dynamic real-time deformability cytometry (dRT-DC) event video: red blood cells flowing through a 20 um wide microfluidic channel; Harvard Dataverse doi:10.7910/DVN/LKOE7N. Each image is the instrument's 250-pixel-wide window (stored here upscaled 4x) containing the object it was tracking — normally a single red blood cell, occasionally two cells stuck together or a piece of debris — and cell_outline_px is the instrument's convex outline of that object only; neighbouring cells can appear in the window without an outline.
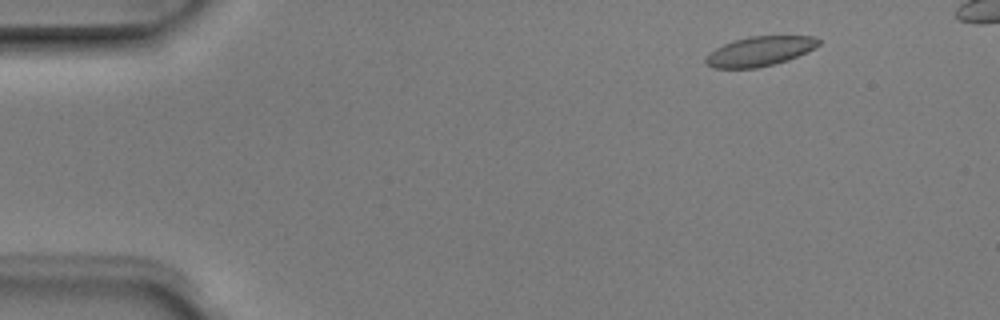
{"species": "Egyptian fruit bat (a non-hibernating species)", "species_latin": "Rousettus aegyptiacus", "temperature_condition": "room temperature", "stored_images_in_passage": 6, "camera_frame_rate_fps": 3000, "um_per_image_px": 0.085, "animal": {"sex": "male"}, "frame": {"image": 1, "passage_image": 2, "time_ms": 0.333, "image_size_px": [1000, 320], "cell_outline_px": [[820, 44], [788, 60], [756, 68], [712, 68], [704, 60], [708, 52], [724, 44], [748, 36], [812, 36], [820, 40]], "centroid_in_image_um": [64.53, 4.36], "position_along_channel_um": 20.5, "area_um2": 19.19}}
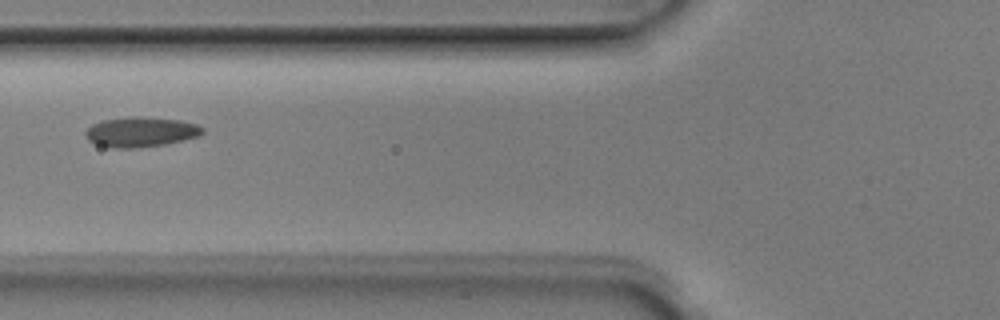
{"frame": {"image": 2, "passage_image": 6, "time_ms": 1.667, "image_size_px": [1000, 320], "cell_outline_px": [[204, 132], [200, 136], [184, 140], [164, 144], [132, 148], [112, 148], [96, 144], [88, 140], [84, 136], [84, 132], [92, 124], [104, 120], [128, 116], [136, 116], [180, 120], [196, 124], [204, 128]], "centroid_in_image_um": [11.96, 11.21], "position_along_channel_um": 113.8, "area_um2": 20.52}}